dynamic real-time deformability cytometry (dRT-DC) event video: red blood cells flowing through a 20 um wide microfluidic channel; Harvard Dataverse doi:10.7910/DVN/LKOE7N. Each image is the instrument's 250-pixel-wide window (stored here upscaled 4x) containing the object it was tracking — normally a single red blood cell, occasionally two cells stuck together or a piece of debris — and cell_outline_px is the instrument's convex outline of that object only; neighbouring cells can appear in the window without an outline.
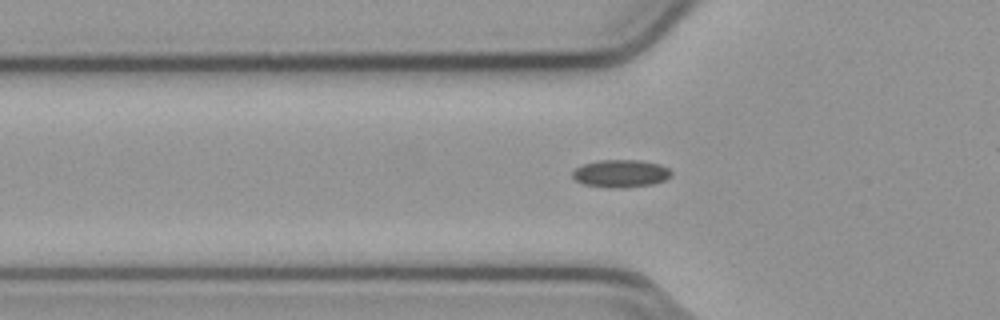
{"species": "common noctule bat (a hibernating species)", "species_latin": "Nyctalus noctula", "temperature_condition": "cold", "stored_images_in_passage": 38, "camera_frame_rate_fps": 3000, "um_per_image_px": 0.085, "animal": {"sex": "male", "body_mass_g": 23.1, "forearm_length_mm": 52.7}, "frame": {"image": 1, "passage_image": 9, "time_ms": 2.667, "image_size_px": [1000, 320], "cell_outline_px": [[672, 176], [664, 180], [652, 184], [624, 188], [608, 188], [584, 184], [576, 180], [572, 176], [572, 172], [576, 168], [584, 164], [600, 160], [640, 160], [660, 164], [668, 168], [672, 172]], "centroid_in_image_um": [52.78, 14.75], "position_along_channel_um": 73.0, "area_um2": 15.95}}
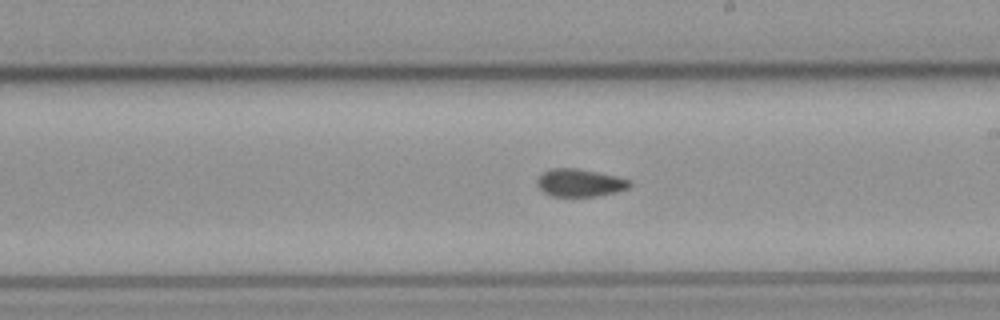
{"frame": {"image": 2, "passage_image": 22, "time_ms": 7.0, "image_size_px": [1000, 320], "cell_outline_px": [[632, 184], [628, 188], [616, 192], [596, 196], [552, 196], [544, 192], [536, 184], [536, 180], [544, 172], [552, 168], [576, 168], [616, 176], [628, 180]], "centroid_in_image_um": [49.27, 15.54], "position_along_channel_um": 239.7, "area_um2": 14.74}}
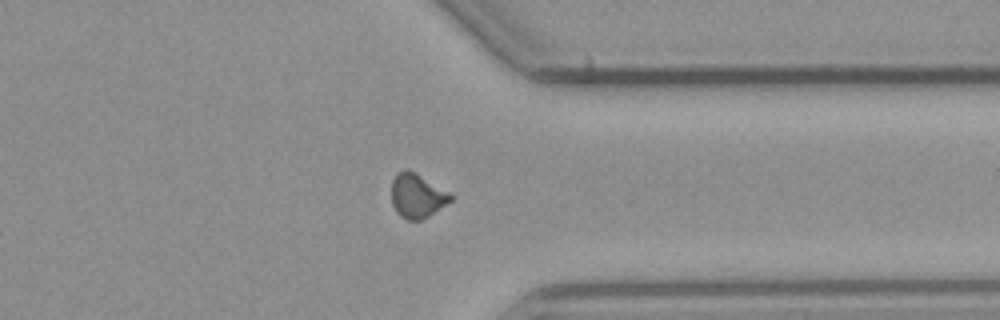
{"frame": {"image": 3, "passage_image": 33, "time_ms": 10.667, "image_size_px": [1000, 320], "cell_outline_px": [[452, 200], [428, 216], [420, 220], [408, 220], [400, 216], [396, 212], [392, 204], [392, 180], [396, 172], [404, 168], [412, 172], [448, 192], [452, 196]], "centroid_in_image_um": [35.4, 16.66], "position_along_channel_um": 376.0, "area_um2": 14.85}, "authors_computed_cell_mechanics": {"area_um2": 15.0569, "velocity_mm_per_s": 3.8139, "shape_relaxation_time_tau1_ms": null, "shape_relaxation_time_tau2_ms": 3.1316, "deformation_change_tau1": null, "deformation_change_tau2": 0.0693}}